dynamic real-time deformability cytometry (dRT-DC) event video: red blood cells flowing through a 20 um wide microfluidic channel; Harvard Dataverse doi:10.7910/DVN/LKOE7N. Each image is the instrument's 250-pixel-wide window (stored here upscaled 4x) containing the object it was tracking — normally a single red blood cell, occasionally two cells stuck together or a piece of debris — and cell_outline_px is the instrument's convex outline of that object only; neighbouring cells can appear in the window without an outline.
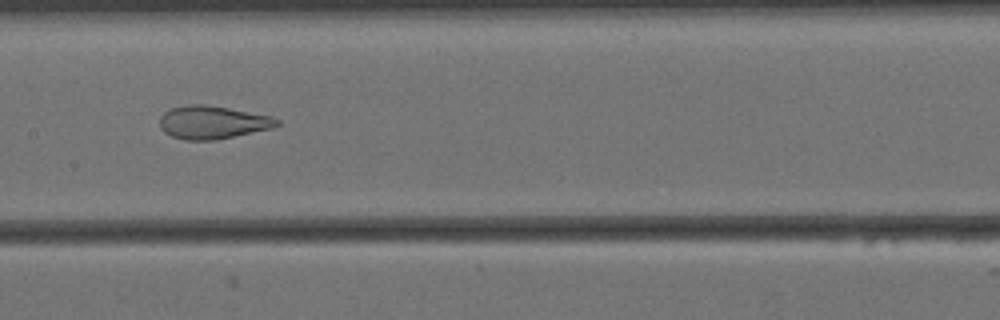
{"species": "Egyptian fruit bat (a non-hibernating species)", "species_latin": "Rousettus aegyptiacus", "temperature_condition": "cold", "stored_images_in_passage": 49, "camera_frame_rate_fps": 3000, "um_per_image_px": 0.085, "animal": {"sex": "female"}, "frame": {"image": 1, "passage_image": 19, "time_ms": 6.0, "image_size_px": [1000, 320], "cell_outline_px": [[280, 124], [272, 128], [216, 140], [184, 140], [172, 136], [164, 132], [160, 128], [160, 116], [164, 112], [172, 108], [192, 104], [204, 104], [228, 108], [272, 116], [280, 120]], "centroid_in_image_um": [18.07, 10.4], "position_along_channel_um": 189.3, "area_um2": 22.54}}
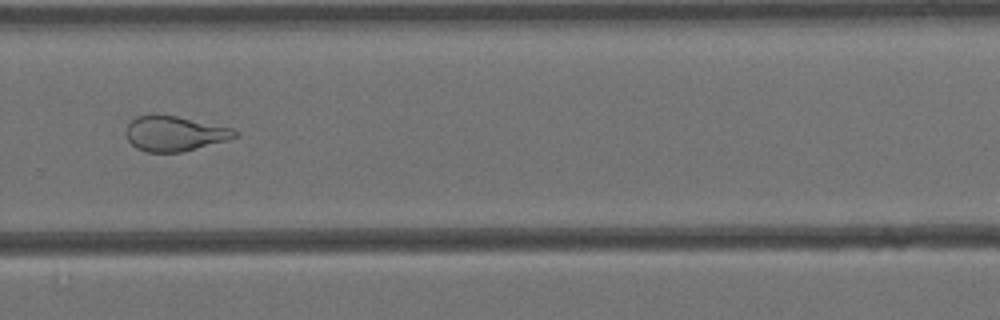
{"frame": {"image": 2, "passage_image": 30, "time_ms": 9.667, "image_size_px": [1000, 320], "cell_outline_px": [[240, 132], [236, 136], [228, 140], [180, 152], [148, 152], [136, 148], [128, 140], [124, 132], [128, 124], [136, 116], [156, 112], [176, 116], [232, 128]], "centroid_in_image_um": [14.79, 11.33], "position_along_channel_um": 315.0, "area_um2": 22.43}}
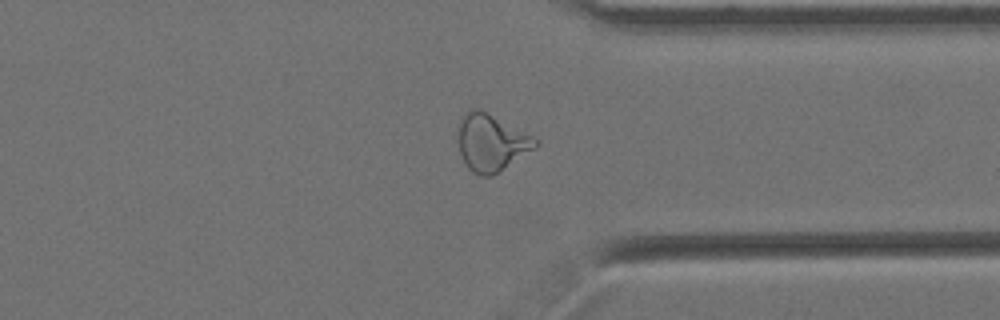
{"frame": {"image": 3, "passage_image": 35, "time_ms": 11.333, "image_size_px": [1000, 320], "cell_outline_px": [[540, 144], [536, 148], [492, 176], [480, 176], [472, 172], [468, 168], [460, 152], [456, 132], [456, 128], [460, 120], [468, 108], [480, 108], [540, 140]], "centroid_in_image_um": [41.74, 12.1], "position_along_channel_um": 369.7, "area_um2": 26.01}, "authors_computed_cell_mechanics": {"area_um2": 25.5476, "velocity_mm_per_s": 3.4514, "shape_relaxation_time_tau1_ms": null, "shape_relaxation_time_tau2_ms": 1.3547, "deformation_change_tau1": null, "deformation_change_tau2": 0.0962}}